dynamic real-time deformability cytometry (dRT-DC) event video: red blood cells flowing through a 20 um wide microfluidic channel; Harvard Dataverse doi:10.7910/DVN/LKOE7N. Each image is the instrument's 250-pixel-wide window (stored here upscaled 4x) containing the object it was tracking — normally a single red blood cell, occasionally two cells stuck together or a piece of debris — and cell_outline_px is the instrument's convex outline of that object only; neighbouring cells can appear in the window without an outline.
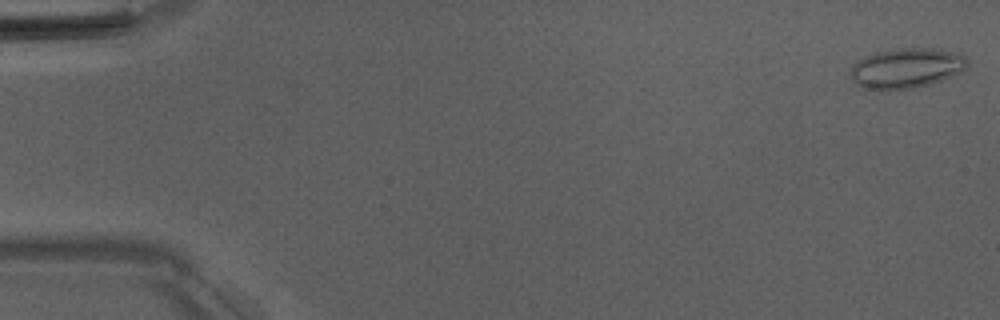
{"species": "Egyptian fruit bat (a non-hibernating species)", "species_latin": "Rousettus aegyptiacus", "temperature_condition": "room temperature", "stored_images_in_passage": 51, "camera_frame_rate_fps": 3000, "um_per_image_px": 0.085, "animal": {"sex": "male"}, "frame": {"image": 1, "passage_image": 1, "time_ms": 0.0, "image_size_px": [1000, 320], "cell_outline_px": [[968, 64], [960, 72], [940, 80], [928, 84], [912, 88], [880, 92], [864, 88], [852, 80], [852, 64], [876, 52], [904, 48], [932, 48], [952, 52], [964, 56], [968, 60]], "centroid_in_image_um": [77.02, 5.82], "position_along_channel_um": 8.0, "area_um2": 26.99}}
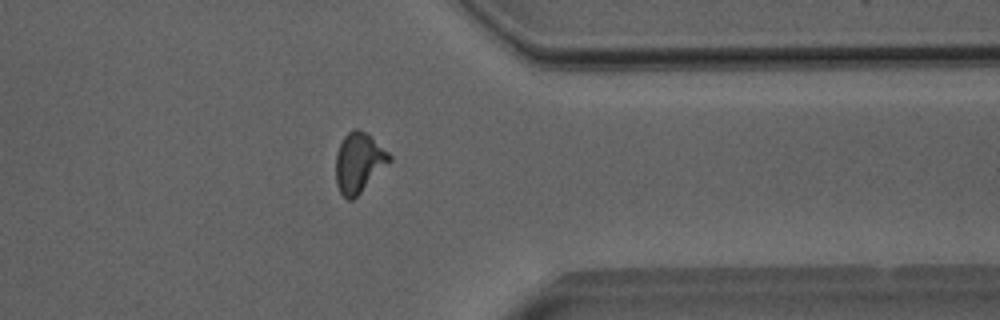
{"frame": {"image": 2, "passage_image": 41, "time_ms": 13.333, "image_size_px": [1000, 320], "cell_outline_px": [[392, 160], [352, 200], [348, 200], [340, 192], [336, 184], [336, 152], [344, 136], [352, 128], [360, 128], [388, 152], [392, 156]], "centroid_in_image_um": [30.48, 13.8], "position_along_channel_um": 380.9, "area_um2": 18.44}}
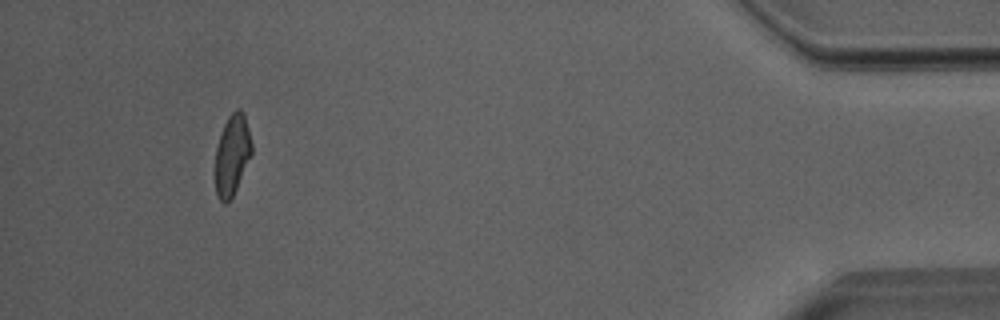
{"frame": {"image": 3, "passage_image": 48, "time_ms": 15.667, "image_size_px": [1000, 320], "cell_outline_px": [[252, 152], [236, 188], [232, 196], [224, 204], [216, 196], [216, 148], [224, 124], [228, 116], [236, 108], [240, 108], [244, 112], [252, 144]], "centroid_in_image_um": [19.73, 13.12], "position_along_channel_um": 415.5, "area_um2": 16.82}, "authors_computed_cell_mechanics": {"area_um2": 18.4382, "velocity_mm_per_s": 4.0144, "shape_relaxation_time_tau1_ms": 9.6031, "shape_relaxation_time_tau2_ms": 1.3374, "deformation_change_tau1": 0.2121, "deformation_change_tau2": 0.0818}}